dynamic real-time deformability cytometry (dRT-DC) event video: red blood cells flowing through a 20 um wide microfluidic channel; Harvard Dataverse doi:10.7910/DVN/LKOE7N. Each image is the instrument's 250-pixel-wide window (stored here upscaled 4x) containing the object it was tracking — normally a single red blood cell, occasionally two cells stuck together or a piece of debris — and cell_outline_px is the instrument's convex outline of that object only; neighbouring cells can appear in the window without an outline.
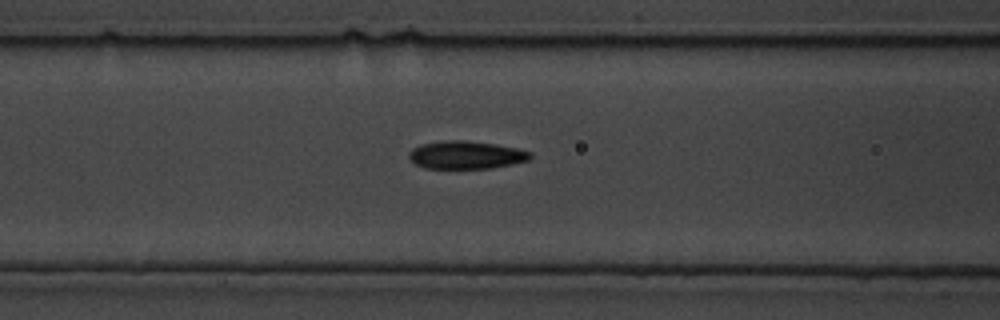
{"species": "common noctule bat (a hibernating species)", "species_latin": "Nyctalus noctula", "temperature_condition": "cold", "stored_images_in_passage": 10, "camera_frame_rate_fps": 3000, "um_per_image_px": 0.085, "animal": {"sex": "male", "body_mass_g": 19.5, "forearm_length_mm": 54.6}, "frame": {"image": 1, "passage_image": 6, "time_ms": 1.667, "image_size_px": [1000, 320], "cell_outline_px": [[532, 156], [528, 160], [512, 164], [492, 168], [424, 168], [416, 164], [408, 156], [408, 152], [412, 148], [420, 144], [448, 140], [464, 140], [492, 144], [516, 148], [532, 152]], "centroid_in_image_um": [39.59, 13.17], "position_along_channel_um": 127.0, "area_um2": 19.59}}
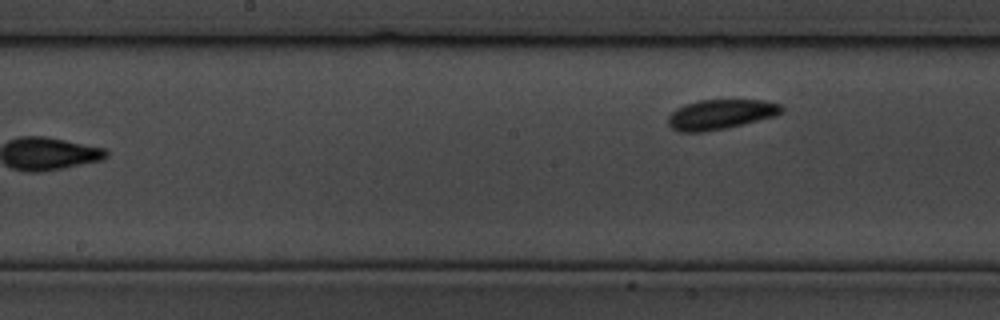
{"frame": {"image": 2, "passage_image": 10, "time_ms": 3.0, "image_size_px": [1000, 320], "cell_outline_px": [[784, 112], [776, 116], [724, 128], [704, 132], [676, 132], [668, 124], [668, 116], [676, 108], [684, 104], [700, 100], [760, 100], [780, 104], [784, 108]], "centroid_in_image_um": [61.23, 9.72], "position_along_channel_um": 187.0, "area_um2": 19.77}}